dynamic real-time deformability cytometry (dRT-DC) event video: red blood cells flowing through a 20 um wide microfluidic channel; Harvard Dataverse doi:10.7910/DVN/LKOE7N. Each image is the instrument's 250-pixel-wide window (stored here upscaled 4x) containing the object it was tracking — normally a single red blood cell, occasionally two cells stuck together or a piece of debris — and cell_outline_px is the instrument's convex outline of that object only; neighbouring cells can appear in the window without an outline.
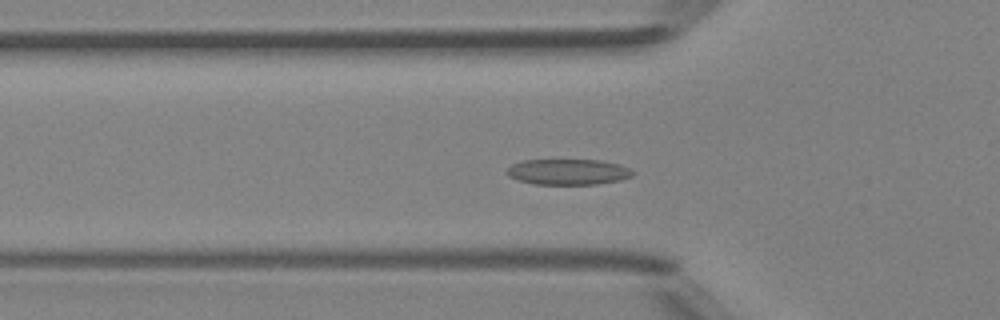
{"species": "Egyptian fruit bat (a non-hibernating species)", "species_latin": "Rousettus aegyptiacus", "temperature_condition": "room temperature", "stored_images_in_passage": 38, "camera_frame_rate_fps": 3000, "um_per_image_px": 0.085, "animal": {"sex": "female"}, "frame": {"image": 1, "passage_image": 6, "time_ms": 1.667, "image_size_px": [1000, 320], "cell_outline_px": [[636, 172], [632, 176], [620, 180], [596, 184], [536, 184], [520, 180], [508, 176], [504, 172], [512, 164], [524, 160], [600, 160], [620, 164]], "centroid_in_image_um": [48.3, 14.6], "position_along_channel_um": 77.5, "area_um2": 18.84}}
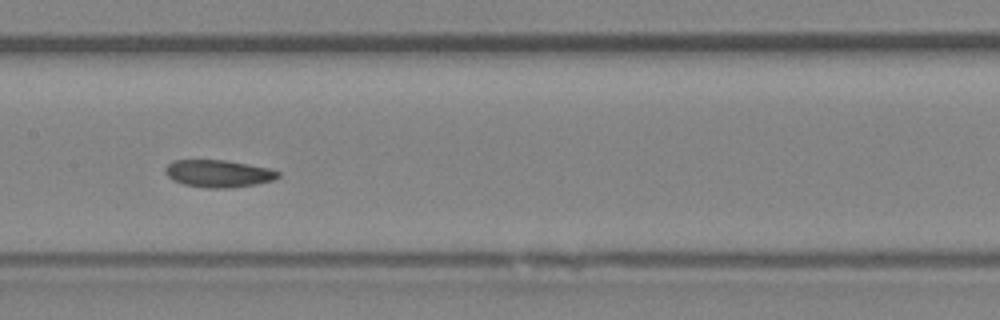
{"frame": {"image": 2, "passage_image": 14, "time_ms": 4.333, "image_size_px": [1000, 320], "cell_outline_px": [[280, 176], [272, 180], [256, 184], [228, 188], [208, 188], [184, 184], [172, 180], [164, 172], [164, 168], [172, 160], [224, 160], [268, 168], [280, 172]], "centroid_in_image_um": [18.53, 14.75], "position_along_channel_um": 188.9, "area_um2": 17.86}}
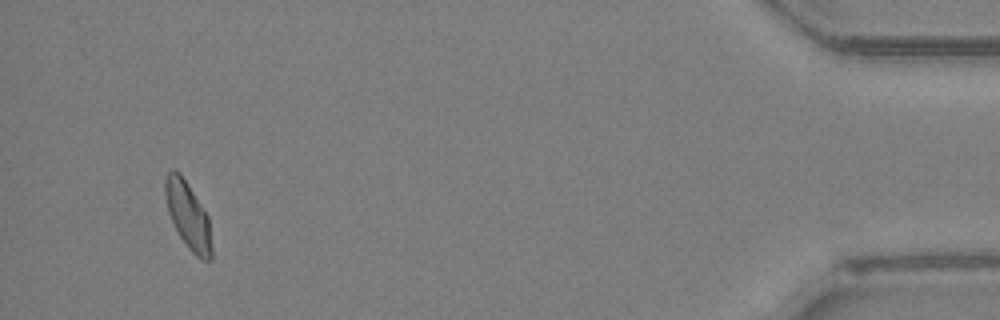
{"frame": {"image": 3, "passage_image": 36, "time_ms": 11.667, "image_size_px": [1000, 320], "cell_outline_px": [[212, 260], [200, 260], [188, 248], [180, 236], [168, 212], [164, 192], [164, 176], [172, 168], [180, 172], [208, 216], [212, 248]], "centroid_in_image_um": [15.97, 18.3], "position_along_channel_um": 419.2, "area_um2": 18.09}, "authors_computed_cell_mechanics": {"area_um2": 17.9469, "velocity_mm_per_s": 4.1903, "shape_relaxation_time_tau1_ms": 5.4417, "shape_relaxation_time_tau2_ms": 7.5201, "deformation_change_tau1": 0.1202, "deformation_change_tau2": 0.1491}}